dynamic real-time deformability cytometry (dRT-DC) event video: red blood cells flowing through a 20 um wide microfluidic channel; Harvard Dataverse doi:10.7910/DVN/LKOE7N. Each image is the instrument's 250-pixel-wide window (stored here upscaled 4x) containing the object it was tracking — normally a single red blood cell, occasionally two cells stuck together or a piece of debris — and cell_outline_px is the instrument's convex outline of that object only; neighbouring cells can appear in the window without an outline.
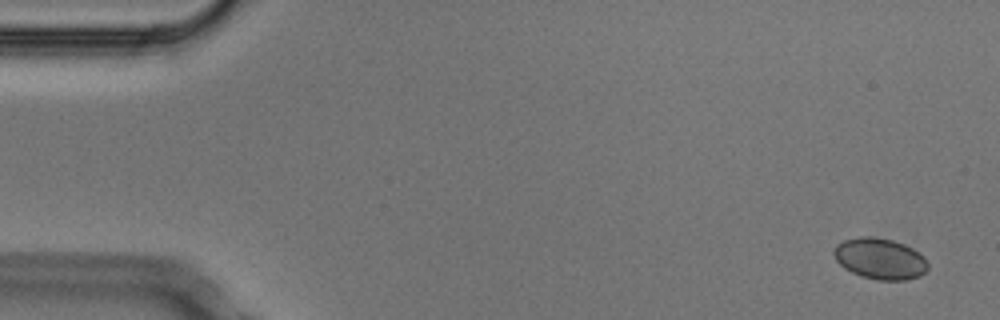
{"species": "Egyptian fruit bat (a non-hibernating species)", "species_latin": "Rousettus aegyptiacus", "temperature_condition": "cold", "stored_images_in_passage": 5, "segment_of_instrument_passage": [1, 2], "camera_frame_rate_fps": 3000, "um_per_image_px": 0.085, "animal": {"sex": "male"}, "frame": {"image": 1, "passage_image": 1, "time_ms": 0.0, "image_size_px": [1000, 320], "cell_outline_px": [[928, 268], [920, 276], [908, 280], [876, 280], [860, 276], [844, 268], [836, 260], [832, 252], [836, 244], [844, 240], [860, 236], [872, 236], [892, 240], [904, 244], [912, 248], [924, 256], [928, 264]], "centroid_in_image_um": [74.79, 21.99], "position_along_channel_um": 10.2, "area_um2": 22.72}}
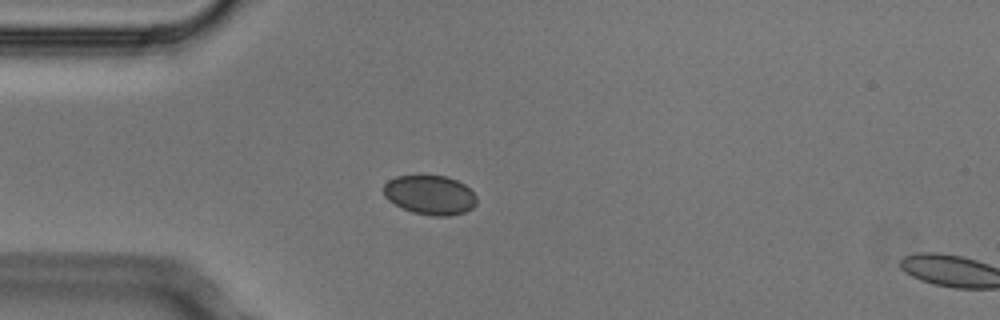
{"frame": {"image": 2, "passage_image": 4, "time_ms": 1.0, "image_size_px": [1000, 320], "cell_outline_px": [[476, 204], [472, 208], [464, 212], [448, 216], [432, 216], [412, 212], [388, 200], [384, 196], [384, 184], [388, 180], [396, 176], [420, 172], [448, 176], [464, 184], [476, 196]], "centroid_in_image_um": [36.52, 16.51], "position_along_channel_um": 48.5, "area_um2": 21.96}}